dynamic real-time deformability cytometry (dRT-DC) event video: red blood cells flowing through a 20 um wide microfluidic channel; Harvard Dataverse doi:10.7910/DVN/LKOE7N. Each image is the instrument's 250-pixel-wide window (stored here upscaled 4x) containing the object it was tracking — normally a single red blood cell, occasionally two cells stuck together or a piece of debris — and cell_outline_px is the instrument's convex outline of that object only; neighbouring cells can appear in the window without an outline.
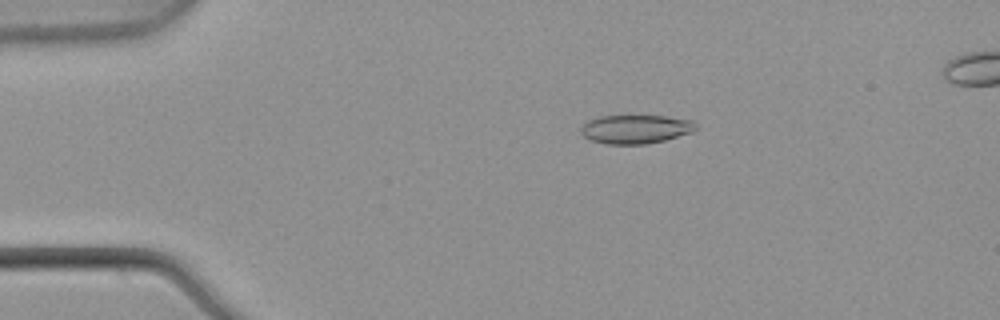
{"species": "common noctule bat (a hibernating species)", "species_latin": "Nyctalus noctula", "temperature_condition": "warm", "stored_images_in_passage": 5, "camera_frame_rate_fps": 3000, "um_per_image_px": 0.085, "animal": {"sex": "male", "body_mass_g": 21.5, "forearm_length_mm": 52.0}, "frame": {"image": 1, "passage_image": 3, "time_ms": 0.667, "image_size_px": [1000, 320], "cell_outline_px": [[696, 128], [692, 132], [664, 140], [644, 144], [608, 144], [592, 140], [584, 136], [580, 132], [580, 128], [588, 120], [600, 116], [664, 116], [692, 120], [696, 124]], "centroid_in_image_um": [54.02, 10.97], "position_along_channel_um": 31.0, "area_um2": 19.07}}